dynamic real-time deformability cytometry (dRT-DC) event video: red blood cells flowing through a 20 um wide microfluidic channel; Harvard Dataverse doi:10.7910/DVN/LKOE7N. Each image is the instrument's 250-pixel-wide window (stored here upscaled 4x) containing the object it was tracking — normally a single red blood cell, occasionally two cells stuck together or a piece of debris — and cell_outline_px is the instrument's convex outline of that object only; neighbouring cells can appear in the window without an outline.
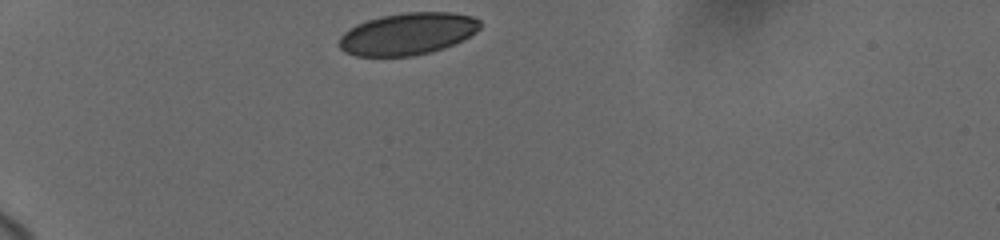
{"species": "human", "species_latin": "Homo sapiens", "temperature_condition": "cold", "stored_images_in_passage": 35, "camera_frame_rate_fps": 3000, "um_per_image_px": 0.085, "donor": {"sex": "female"}, "frame": {"image": 1, "passage_image": 1, "time_ms": 0.0, "image_size_px": [1000, 240], "cell_outline_px": [[480, 28], [476, 32], [464, 40], [444, 48], [412, 56], [356, 56], [344, 52], [340, 48], [340, 36], [348, 28], [356, 24], [380, 16], [404, 12], [452, 12], [472, 16], [480, 20]], "centroid_in_image_um": [34.65, 2.87], "position_along_channel_um": 50.3, "area_um2": 34.68}}
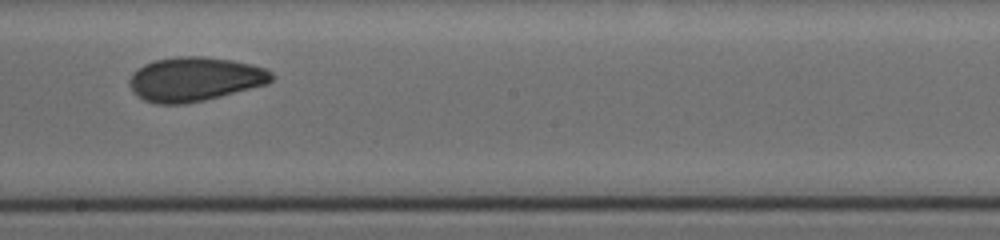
{"frame": {"image": 2, "passage_image": 19, "time_ms": 6.0, "image_size_px": [1000, 240], "cell_outline_px": [[276, 76], [268, 84], [204, 100], [184, 104], [156, 104], [144, 100], [136, 96], [132, 92], [128, 84], [128, 80], [132, 72], [136, 68], [144, 64], [156, 60], [176, 56], [204, 56], [232, 60], [264, 68], [272, 72]], "centroid_in_image_um": [16.51, 6.73], "position_along_channel_um": 231.7, "area_um2": 36.88}}
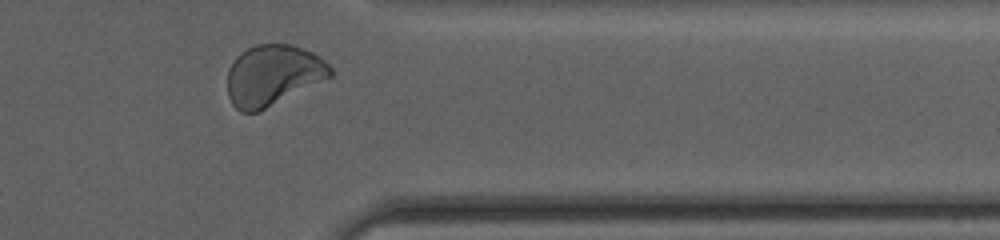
{"frame": {"image": 3, "passage_image": 33, "time_ms": 10.333, "image_size_px": [1000, 240], "cell_outline_px": [[332, 76], [260, 112], [240, 112], [232, 104], [228, 96], [228, 68], [236, 56], [240, 52], [256, 44], [292, 44], [312, 52], [320, 56], [332, 68]], "centroid_in_image_um": [23.19, 6.4], "position_along_channel_um": 388.2, "area_um2": 36.65}, "authors_computed_cell_mechanics": {"area_um2": 36.6452, "velocity_mm_per_s": 3.6771, "shape_relaxation_time_tau1_ms": 5.4362, "shape_relaxation_time_tau2_ms": 1.9149, "deformation_change_tau1": 0.099, "deformation_change_tau2": 0.0428}}